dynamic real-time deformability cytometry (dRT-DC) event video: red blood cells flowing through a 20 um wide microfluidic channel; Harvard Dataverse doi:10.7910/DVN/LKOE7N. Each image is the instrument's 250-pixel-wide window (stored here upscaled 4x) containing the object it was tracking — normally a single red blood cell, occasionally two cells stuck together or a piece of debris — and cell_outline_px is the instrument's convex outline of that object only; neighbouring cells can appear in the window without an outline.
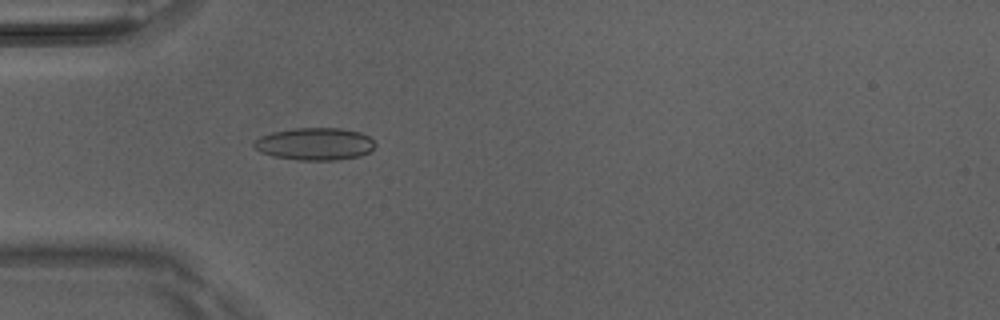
{"species": "Egyptian fruit bat (a non-hibernating species)", "species_latin": "Rousettus aegyptiacus", "temperature_condition": "room temperature", "stored_images_in_passage": 4, "camera_frame_rate_fps": 3000, "um_per_image_px": 0.085, "animal": {"sex": "male"}, "frame": {"image": 1, "passage_image": 4, "time_ms": 1.0, "image_size_px": [1000, 320], "cell_outline_px": [[376, 144], [368, 152], [360, 156], [336, 160], [300, 160], [272, 156], [260, 152], [252, 144], [252, 140], [260, 136], [272, 132], [296, 128], [340, 128], [360, 132], [368, 136]], "centroid_in_image_um": [26.72, 12.23], "position_along_channel_um": 58.3, "area_um2": 22.89}}